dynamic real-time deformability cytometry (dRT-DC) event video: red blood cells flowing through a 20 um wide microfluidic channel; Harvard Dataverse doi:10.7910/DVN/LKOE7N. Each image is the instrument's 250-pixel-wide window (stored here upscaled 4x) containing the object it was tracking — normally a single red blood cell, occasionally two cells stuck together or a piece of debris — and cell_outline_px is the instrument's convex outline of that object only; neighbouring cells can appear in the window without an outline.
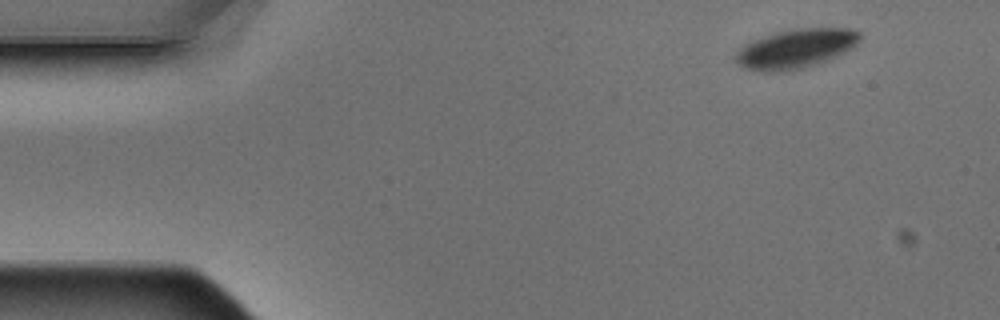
{"species": "Egyptian fruit bat (a non-hibernating species)", "species_latin": "Rousettus aegyptiacus", "temperature_condition": "warm", "stored_images_in_passage": 4, "camera_frame_rate_fps": 3000, "um_per_image_px": 0.085, "animal": {"sex": "male"}, "frame": {"image": 1, "passage_image": 1, "time_ms": 0.0, "image_size_px": [1000, 320], "cell_outline_px": [[860, 40], [852, 48], [836, 56], [816, 64], [804, 68], [780, 72], [764, 72], [744, 68], [732, 56], [744, 44], [752, 40], [776, 32], [800, 28], [848, 28], [860, 32]], "centroid_in_image_um": [67.61, 4.14], "position_along_channel_um": 17.4, "area_um2": 28.38}}
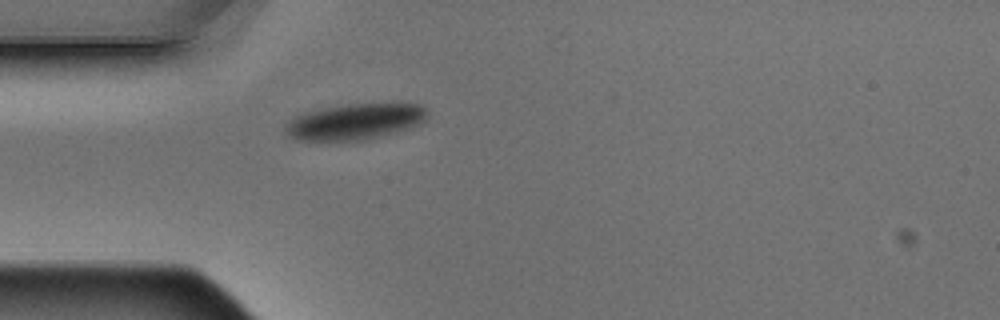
{"frame": {"image": 2, "passage_image": 4, "time_ms": 1.0, "image_size_px": [1000, 320], "cell_outline_px": [[428, 112], [424, 120], [420, 124], [396, 132], [364, 140], [296, 140], [288, 136], [284, 128], [284, 124], [288, 120], [304, 112], [324, 108], [348, 104], [392, 100], [396, 100], [420, 104]], "centroid_in_image_um": [30.23, 10.29], "position_along_channel_um": 54.8, "area_um2": 30.63}}